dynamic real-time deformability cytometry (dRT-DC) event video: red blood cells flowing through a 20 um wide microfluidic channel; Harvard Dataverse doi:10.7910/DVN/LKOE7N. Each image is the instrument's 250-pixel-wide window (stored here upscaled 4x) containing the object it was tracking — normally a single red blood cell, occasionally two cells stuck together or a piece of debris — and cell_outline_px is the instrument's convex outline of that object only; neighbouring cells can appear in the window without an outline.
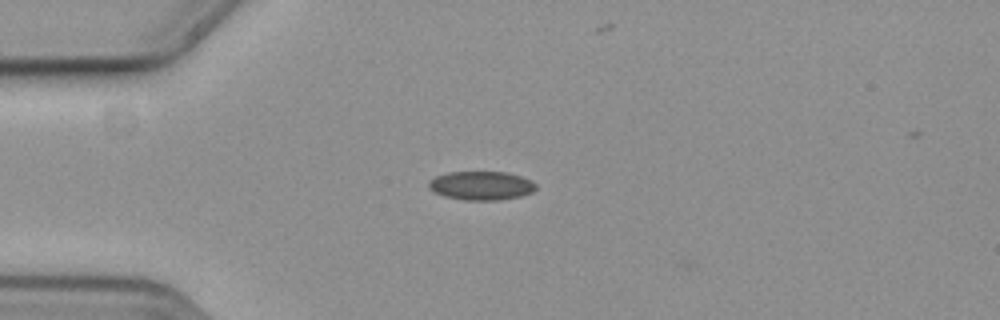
{"species": "common noctule bat (a hibernating species)", "species_latin": "Nyctalus noctula", "temperature_condition": "cold", "stored_images_in_passage": 44, "camera_frame_rate_fps": 3000, "um_per_image_px": 0.085, "animal": {"sex": "female", "body_mass_g": 19.3, "forearm_length_mm": 54.1}, "frame": {"image": 1, "passage_image": 1, "time_ms": 0.0, "image_size_px": [1000, 320], "cell_outline_px": [[536, 188], [532, 192], [520, 196], [500, 200], [464, 200], [444, 196], [428, 188], [428, 180], [436, 176], [448, 172], [508, 172], [532, 180], [536, 184]], "centroid_in_image_um": [40.9, 15.77], "position_along_channel_um": 44.1, "area_um2": 18.03}}
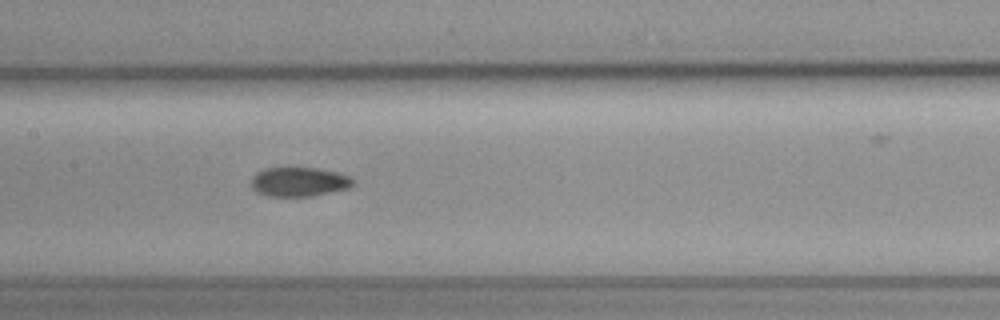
{"frame": {"image": 2, "passage_image": 14, "time_ms": 4.333, "image_size_px": [1000, 320], "cell_outline_px": [[352, 184], [348, 188], [312, 196], [264, 196], [256, 192], [252, 188], [252, 176], [256, 172], [264, 168], [316, 168], [336, 172], [348, 176], [352, 180]], "centroid_in_image_um": [25.35, 15.46], "position_along_channel_um": 182.1, "area_um2": 17.22}}
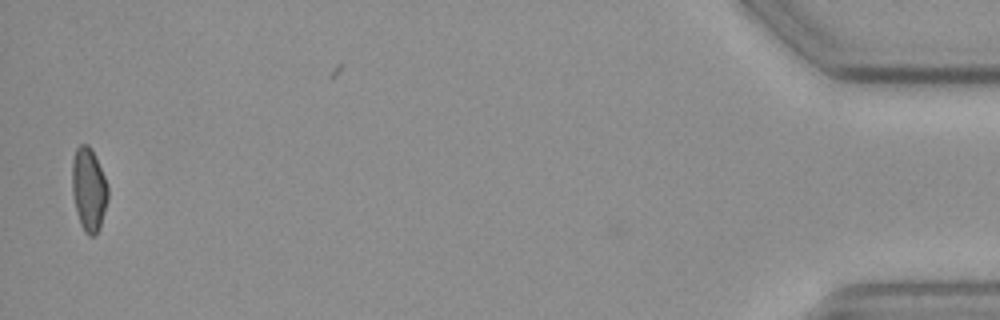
{"frame": {"image": 3, "passage_image": 42, "time_ms": 13.667, "image_size_px": [1000, 320], "cell_outline_px": [[108, 200], [100, 228], [96, 236], [88, 236], [84, 232], [80, 224], [72, 192], [72, 160], [76, 148], [80, 144], [88, 144], [92, 148], [108, 184]], "centroid_in_image_um": [7.56, 16.1], "position_along_channel_um": 427.6, "area_um2": 17.69}, "authors_computed_cell_mechanics": {"area_um2": 17.6868, "velocity_mm_per_s": 3.677, "shape_relaxation_time_tau1_ms": 8.5266, "shape_relaxation_time_tau2_ms": null, "deformation_change_tau1": 0.102, "deformation_change_tau2": null}}